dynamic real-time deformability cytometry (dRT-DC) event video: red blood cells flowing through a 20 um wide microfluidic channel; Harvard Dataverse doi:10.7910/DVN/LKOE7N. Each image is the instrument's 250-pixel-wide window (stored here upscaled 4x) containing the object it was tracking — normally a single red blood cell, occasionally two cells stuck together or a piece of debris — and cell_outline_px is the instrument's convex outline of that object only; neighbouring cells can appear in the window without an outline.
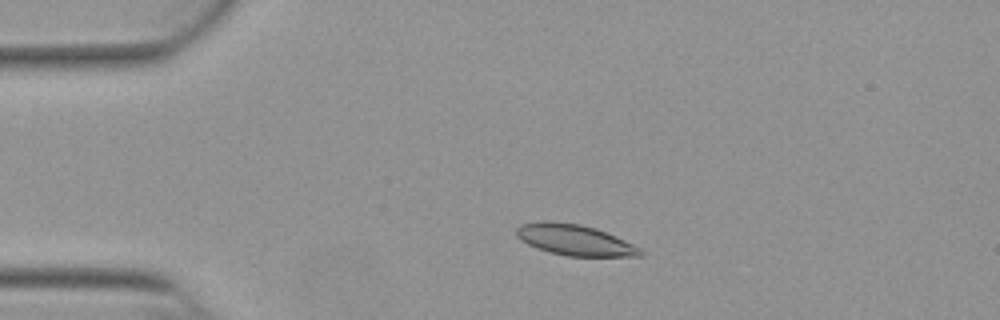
{"species": "Egyptian fruit bat (a non-hibernating species)", "species_latin": "Rousettus aegyptiacus", "temperature_condition": "warm", "stored_images_in_passage": 45, "camera_frame_rate_fps": 3000, "um_per_image_px": 0.085, "animal": {"sex": "female"}, "frame": {"image": 1, "passage_image": 4, "time_ms": 1.0, "image_size_px": [1000, 320], "cell_outline_px": [[644, 256], [568, 256], [536, 248], [528, 244], [516, 236], [516, 228], [520, 224], [544, 220], [580, 224], [596, 228], [616, 236], [640, 248], [644, 252]], "centroid_in_image_um": [48.84, 20.39], "position_along_channel_um": 36.2, "area_um2": 22.25}}
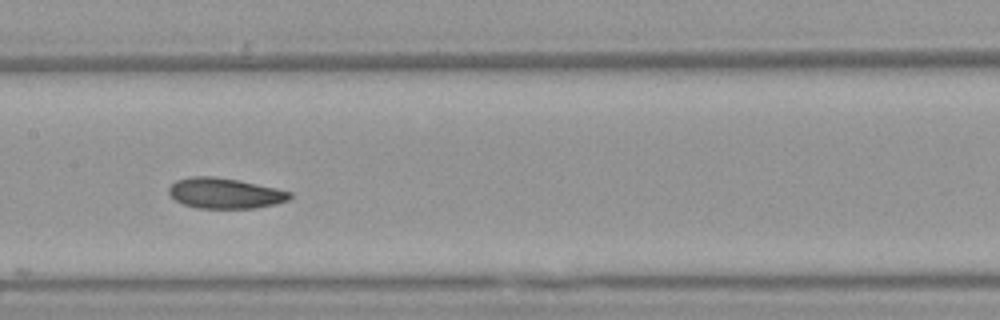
{"frame": {"image": 2, "passage_image": 19, "time_ms": 6.0, "image_size_px": [1000, 320], "cell_outline_px": [[292, 196], [288, 200], [276, 204], [256, 208], [196, 208], [184, 204], [176, 200], [168, 192], [168, 188], [176, 180], [192, 176], [212, 176], [236, 180], [276, 188], [292, 192]], "centroid_in_image_um": [19.12, 16.43], "position_along_channel_um": 188.3, "area_um2": 21.39}}
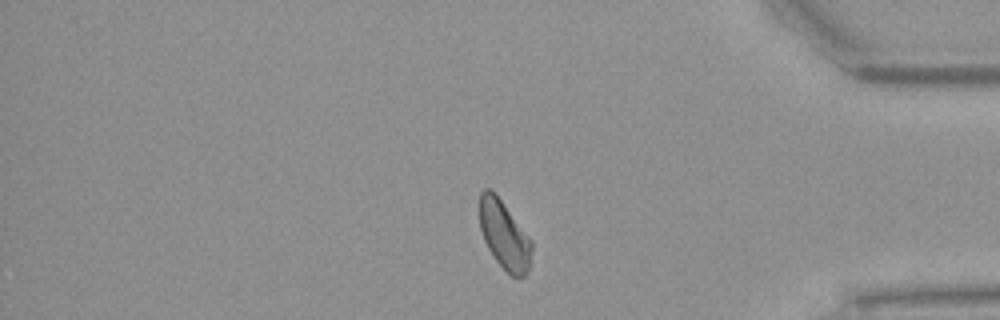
{"frame": {"image": 3, "passage_image": 37, "time_ms": 12.0, "image_size_px": [1000, 320], "cell_outline_px": [[532, 248], [528, 268], [524, 276], [512, 276], [496, 260], [488, 248], [484, 240], [480, 228], [480, 192], [484, 188], [492, 188], [496, 192], [532, 240]], "centroid_in_image_um": [42.85, 19.9], "position_along_channel_um": 392.3, "area_um2": 20.69}, "authors_computed_cell_mechanics": {"area_um2": 21.5594, "velocity_mm_per_s": 3.8507, "shape_relaxation_time_tau1_ms": null, "shape_relaxation_time_tau2_ms": 7.0812, "deformation_change_tau1": null, "deformation_change_tau2": 0.1237}}